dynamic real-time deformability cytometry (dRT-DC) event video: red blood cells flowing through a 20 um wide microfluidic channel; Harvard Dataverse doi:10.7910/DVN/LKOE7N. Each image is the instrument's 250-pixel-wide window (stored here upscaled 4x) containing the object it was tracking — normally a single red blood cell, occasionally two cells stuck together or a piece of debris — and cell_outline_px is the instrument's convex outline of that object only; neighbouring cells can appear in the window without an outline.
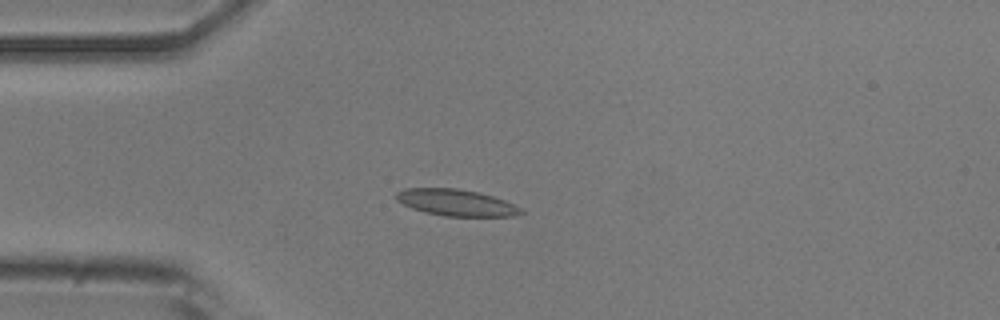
{"species": "common noctule bat (a hibernating species)", "species_latin": "Nyctalus noctula", "temperature_condition": "room temperature", "stored_images_in_passage": 3, "camera_frame_rate_fps": 3000, "um_per_image_px": 0.085, "animal": {"sex": "male", "body_mass_g": 20.5, "forearm_length_mm": 52.5}, "frame": {"image": 1, "passage_image": 1, "time_ms": 0.0, "image_size_px": [1000, 320], "cell_outline_px": [[524, 212], [512, 216], [444, 216], [424, 212], [412, 208], [396, 200], [396, 192], [404, 188], [456, 188], [480, 192], [504, 200], [520, 208]], "centroid_in_image_um": [38.74, 17.21], "position_along_channel_um": 46.3, "area_um2": 19.19}}